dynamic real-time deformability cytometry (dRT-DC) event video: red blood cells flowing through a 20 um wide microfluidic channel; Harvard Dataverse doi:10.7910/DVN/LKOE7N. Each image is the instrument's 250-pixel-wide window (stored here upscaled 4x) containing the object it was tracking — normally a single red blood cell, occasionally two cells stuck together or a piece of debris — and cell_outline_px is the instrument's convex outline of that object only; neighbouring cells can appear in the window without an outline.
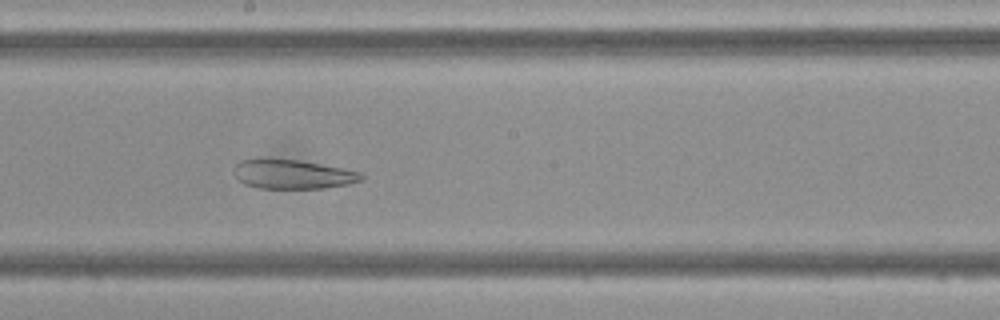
{"species": "Egyptian fruit bat (a non-hibernating species)", "species_latin": "Rousettus aegyptiacus", "temperature_condition": "cold", "stored_images_in_passage": 48, "camera_frame_rate_fps": 3000, "um_per_image_px": 0.085, "frame": {"image": 1, "passage_image": 26, "time_ms": 8.333, "image_size_px": [1000, 320], "cell_outline_px": [[364, 180], [348, 184], [324, 188], [260, 188], [244, 184], [236, 176], [236, 164], [240, 160], [268, 156], [296, 160], [344, 168], [360, 172], [364, 176]], "centroid_in_image_um": [24.88, 14.78], "position_along_channel_um": 223.3, "area_um2": 21.96}}
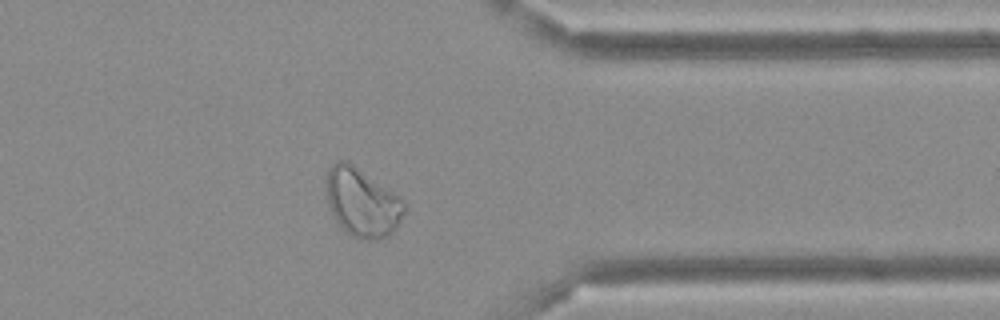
{"frame": {"image": 2, "passage_image": 38, "time_ms": 12.333, "image_size_px": [1000, 320], "cell_outline_px": [[408, 208], [396, 228], [388, 236], [376, 240], [360, 240], [352, 236], [336, 220], [332, 212], [328, 200], [328, 168], [336, 160], [348, 160], [400, 196], [404, 200]], "centroid_in_image_um": [30.85, 17.2], "position_along_channel_um": 380.6, "area_um2": 31.15}}
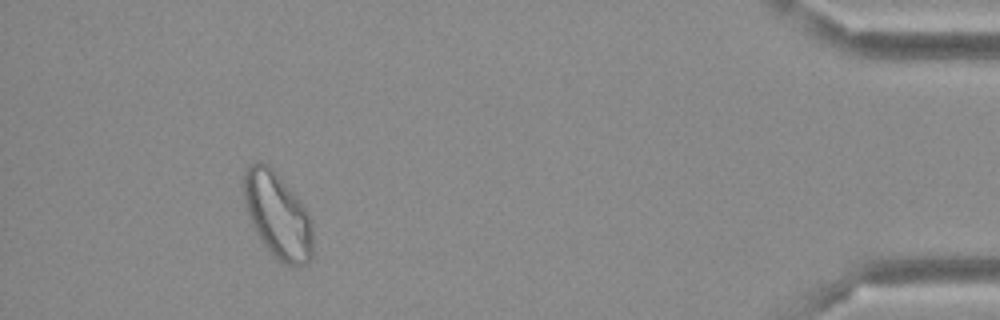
{"frame": {"image": 3, "passage_image": 44, "time_ms": 14.333, "image_size_px": [1000, 320], "cell_outline_px": [[312, 256], [304, 264], [292, 268], [284, 264], [264, 244], [256, 232], [252, 224], [244, 200], [244, 168], [248, 164], [260, 160], [268, 164], [276, 172], [300, 200], [308, 212], [312, 224]], "centroid_in_image_um": [23.6, 18.26], "position_along_channel_um": 411.6, "area_um2": 34.39}}